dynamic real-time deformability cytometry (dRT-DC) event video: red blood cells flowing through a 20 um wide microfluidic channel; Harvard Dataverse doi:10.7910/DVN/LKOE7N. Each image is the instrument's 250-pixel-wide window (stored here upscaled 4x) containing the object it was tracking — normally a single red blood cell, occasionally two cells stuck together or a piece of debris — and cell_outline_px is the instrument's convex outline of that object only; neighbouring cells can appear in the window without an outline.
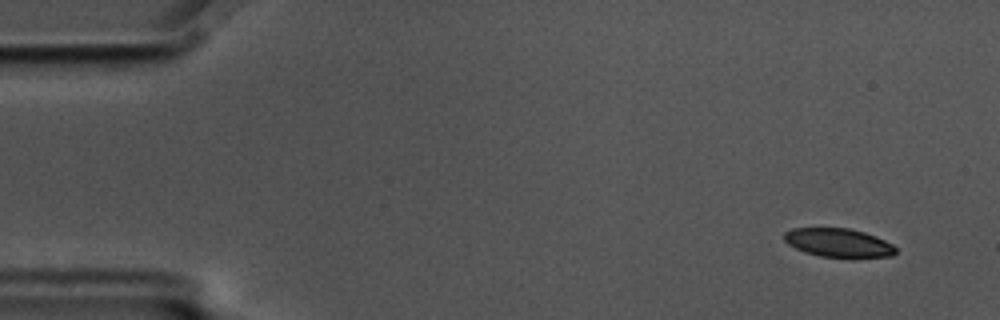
{"species": "common noctule bat (a hibernating species)", "species_latin": "Nyctalus noctula", "temperature_condition": "cold", "stored_images_in_passage": 55, "camera_frame_rate_fps": 3000, "um_per_image_px": 0.085, "animal": {"sex": "male", "body_mass_g": 17.5, "forearm_length_mm": 52.3}, "frame": {"image": 1, "passage_image": 1, "time_ms": 0.0, "image_size_px": [1000, 320], "cell_outline_px": [[896, 252], [892, 256], [852, 260], [820, 256], [804, 252], [788, 244], [784, 240], [784, 232], [792, 228], [848, 228], [864, 232], [876, 236], [892, 244], [896, 248]], "centroid_in_image_um": [71.31, 20.68], "position_along_channel_um": 13.7, "area_um2": 19.31}}
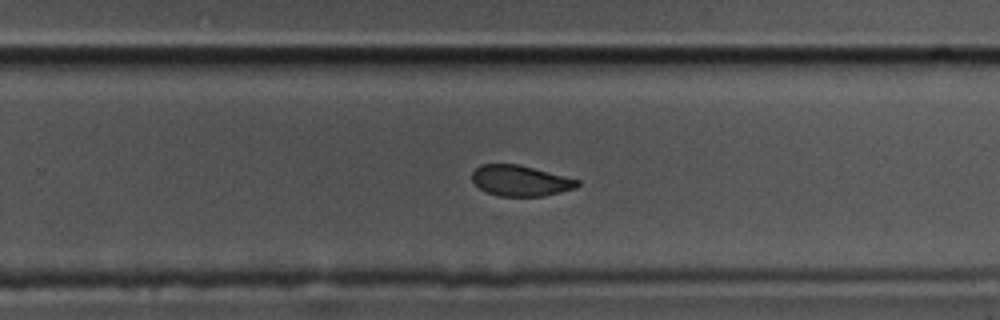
{"frame": {"image": 2, "passage_image": 34, "time_ms": 11.0, "image_size_px": [1000, 320], "cell_outline_px": [[580, 184], [576, 188], [544, 196], [500, 196], [488, 192], [480, 188], [472, 180], [472, 172], [480, 164], [520, 164], [580, 180]], "centroid_in_image_um": [44.25, 15.35], "position_along_channel_um": 285.5, "area_um2": 18.84}}
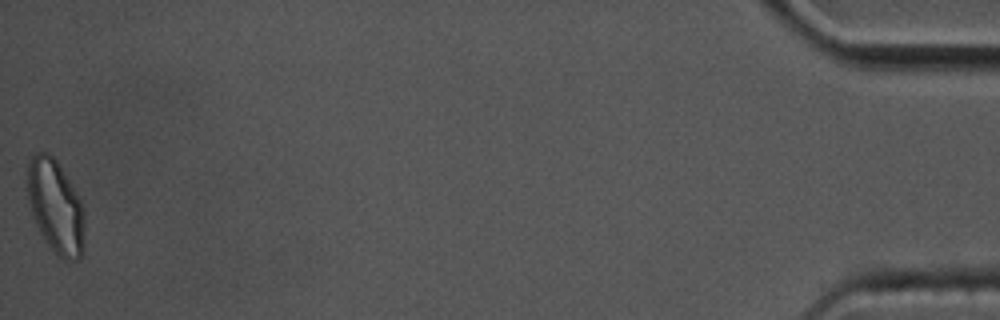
{"frame": {"image": 3, "passage_image": 55, "time_ms": 18.0, "image_size_px": [1000, 320], "cell_outline_px": [[84, 252], [80, 260], [64, 260], [56, 256], [40, 232], [32, 216], [24, 188], [24, 180], [28, 164], [32, 156], [36, 152], [48, 152], [56, 160], [80, 200], [84, 212]], "centroid_in_image_um": [4.68, 17.58], "position_along_channel_um": 430.5, "area_um2": 31.79}, "authors_computed_cell_mechanics": {"area_um2": 21.0392, "velocity_mm_per_s": 3.4742, "shape_relaxation_time_tau1_ms": 4.8641, "shape_relaxation_time_tau2_ms": 2.7819, "deformation_change_tau1": 0.1218, "deformation_change_tau2": 0.0597}}